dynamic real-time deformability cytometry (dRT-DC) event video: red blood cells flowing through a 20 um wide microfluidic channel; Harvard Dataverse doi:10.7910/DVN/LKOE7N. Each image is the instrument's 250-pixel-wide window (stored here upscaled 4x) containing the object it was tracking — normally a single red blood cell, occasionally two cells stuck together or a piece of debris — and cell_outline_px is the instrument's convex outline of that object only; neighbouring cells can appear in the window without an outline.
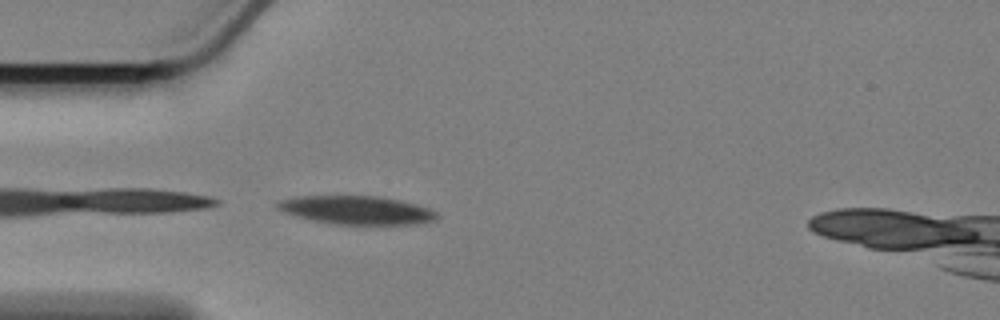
{"species": "Egyptian fruit bat (a non-hibernating species)", "species_latin": "Rousettus aegyptiacus", "temperature_condition": "cold", "stored_images_in_passage": 27, "camera_frame_rate_fps": 3000, "um_per_image_px": 0.085, "animal": {"sex": "female"}, "frame": {"image": 1, "passage_image": 1, "time_ms": 0.0, "image_size_px": [1000, 320], "cell_outline_px": [[440, 216], [436, 220], [416, 224], [332, 224], [312, 220], [296, 216], [284, 212], [276, 208], [276, 204], [280, 200], [304, 196], [376, 196], [400, 200], [416, 204], [428, 208], [436, 212]], "centroid_in_image_um": [30.34, 17.86], "position_along_channel_um": 54.7, "area_um2": 26.3}}
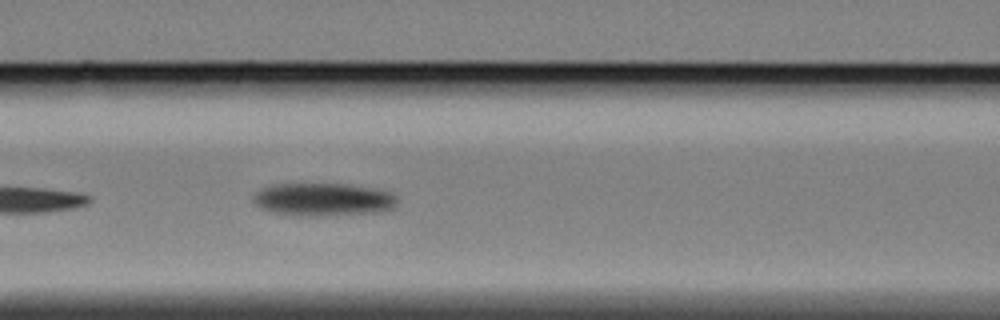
{"frame": {"image": 2, "passage_image": 9, "time_ms": 2.667, "image_size_px": [1000, 320], "cell_outline_px": [[396, 208], [380, 212], [316, 216], [300, 216], [272, 212], [260, 208], [252, 200], [252, 196], [256, 192], [272, 184], [348, 184], [376, 188], [392, 192], [396, 196]], "centroid_in_image_um": [27.5, 16.96], "position_along_channel_um": 139.1, "area_um2": 27.92}}
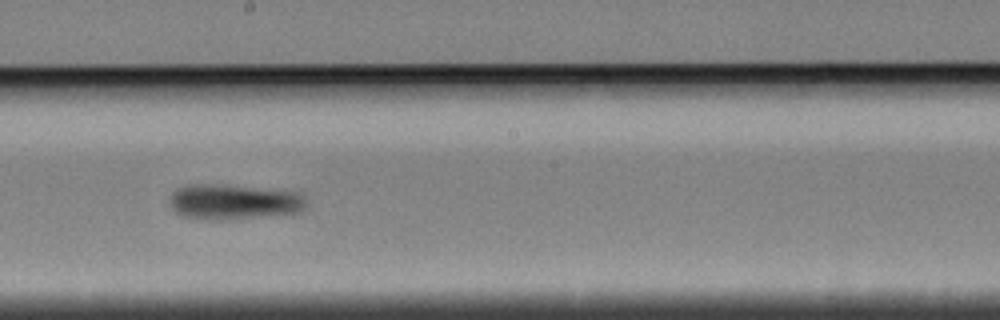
{"frame": {"image": 3, "passage_image": 17, "time_ms": 5.333, "image_size_px": [1000, 320], "cell_outline_px": [[304, 208], [300, 212], [212, 220], [200, 220], [184, 216], [176, 212], [172, 208], [172, 192], [176, 188], [188, 184], [220, 184], [296, 192], [304, 200]], "centroid_in_image_um": [19.78, 17.14], "position_along_channel_um": 228.4, "area_um2": 27.4}}